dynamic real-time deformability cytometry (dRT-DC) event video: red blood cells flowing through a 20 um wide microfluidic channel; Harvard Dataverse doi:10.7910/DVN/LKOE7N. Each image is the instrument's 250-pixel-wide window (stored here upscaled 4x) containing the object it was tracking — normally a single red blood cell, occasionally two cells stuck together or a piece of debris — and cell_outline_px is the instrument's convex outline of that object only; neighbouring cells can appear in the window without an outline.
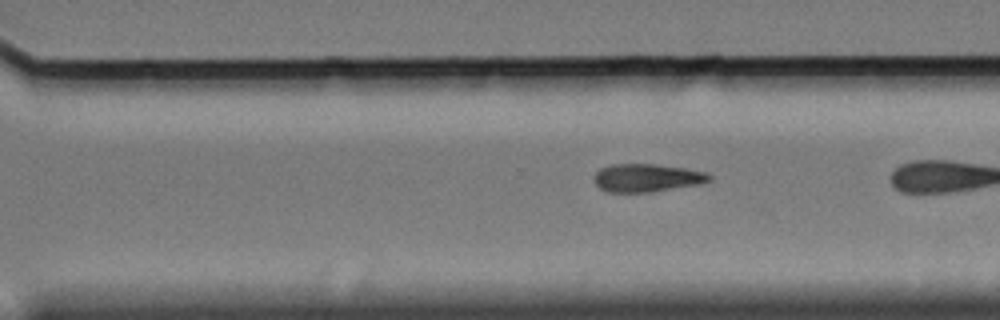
{"species": "Egyptian fruit bat (a non-hibernating species)", "species_latin": "Rousettus aegyptiacus", "temperature_condition": "cold", "stored_images_in_passage": 41, "segment_of_instrument_passage": [2, 2], "camera_frame_rate_fps": 3000, "um_per_image_px": 0.085, "animal": {"sex": "female"}, "frame": {"image": 1, "passage_image": 36, "time_ms": 11.667, "image_size_px": [1000, 320], "cell_outline_px": [[712, 176], [708, 180], [700, 184], [652, 192], [608, 192], [600, 188], [592, 180], [592, 176], [600, 168], [608, 164], [656, 164], [684, 168], [708, 172]], "centroid_in_image_um": [54.94, 15.11], "position_along_channel_um": 315.7, "area_um2": 19.02}}